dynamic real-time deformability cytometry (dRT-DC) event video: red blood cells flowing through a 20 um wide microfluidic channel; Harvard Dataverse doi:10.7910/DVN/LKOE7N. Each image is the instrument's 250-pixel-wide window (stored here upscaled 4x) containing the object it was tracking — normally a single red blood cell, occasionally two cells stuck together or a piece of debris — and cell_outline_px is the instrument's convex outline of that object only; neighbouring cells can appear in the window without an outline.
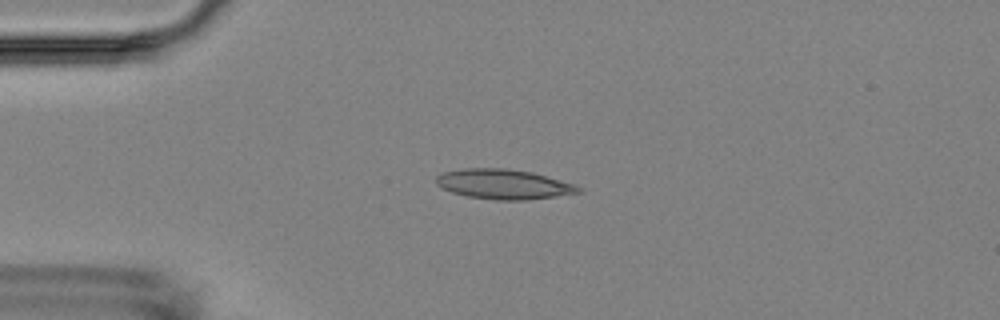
{"species": "Egyptian fruit bat (a non-hibernating species)", "species_latin": "Rousettus aegyptiacus", "temperature_condition": "room temperature", "stored_images_in_passage": 2, "camera_frame_rate_fps": 3000, "um_per_image_px": 0.085, "animal": {"sex": "female"}, "frame": {"image": 1, "passage_image": 1, "time_ms": 0.0, "image_size_px": [1000, 320], "cell_outline_px": [[584, 192], [528, 200], [496, 200], [468, 196], [452, 192], [440, 188], [436, 184], [436, 176], [444, 172], [464, 168], [504, 168], [532, 172], [572, 184], [580, 188]], "centroid_in_image_um": [42.77, 15.66], "position_along_channel_um": 42.2, "area_um2": 24.62}}